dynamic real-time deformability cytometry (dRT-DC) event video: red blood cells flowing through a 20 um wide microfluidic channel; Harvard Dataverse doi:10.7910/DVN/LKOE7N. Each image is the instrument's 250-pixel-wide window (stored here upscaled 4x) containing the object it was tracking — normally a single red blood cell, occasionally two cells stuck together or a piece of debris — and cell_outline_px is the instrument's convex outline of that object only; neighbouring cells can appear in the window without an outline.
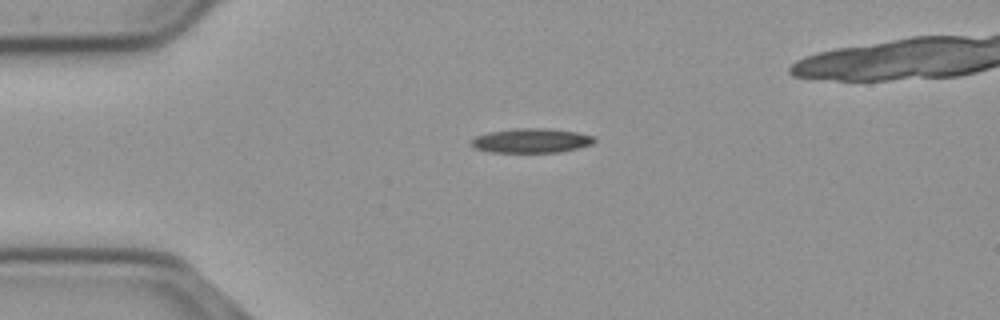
{"species": "common noctule bat (a hibernating species)", "species_latin": "Nyctalus noctula", "temperature_condition": "cold", "stored_images_in_passage": 39, "camera_frame_rate_fps": 3000, "um_per_image_px": 0.085, "animal": {"sex": "male", "body_mass_g": 23.1, "forearm_length_mm": 52.7}, "frame": {"image": 1, "passage_image": 1, "time_ms": 0.0, "image_size_px": [1000, 320], "cell_outline_px": [[596, 140], [592, 144], [560, 152], [488, 152], [476, 148], [472, 144], [472, 140], [476, 136], [488, 132], [516, 128], [548, 128], [576, 132], [596, 136]], "centroid_in_image_um": [45.19, 11.94], "position_along_channel_um": 39.8, "area_um2": 17.46}}
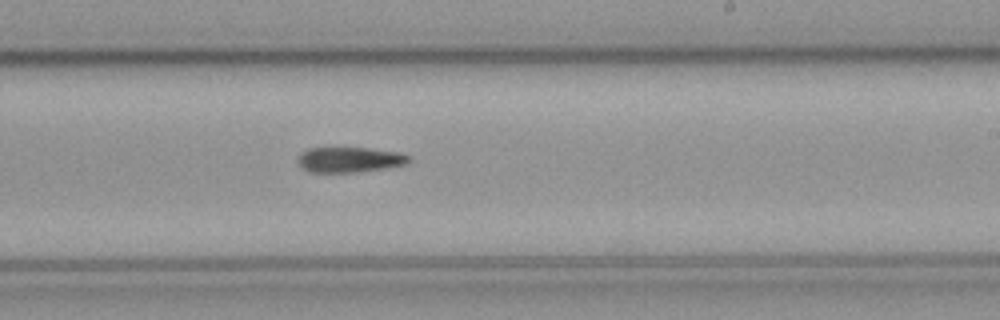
{"frame": {"image": 2, "passage_image": 21, "time_ms": 6.667, "image_size_px": [1000, 320], "cell_outline_px": [[412, 160], [408, 164], [384, 168], [356, 172], [308, 172], [296, 160], [300, 152], [308, 148], [368, 148], [400, 152], [412, 156]], "centroid_in_image_um": [29.75, 13.56], "position_along_channel_um": 259.3, "area_um2": 16.53}}
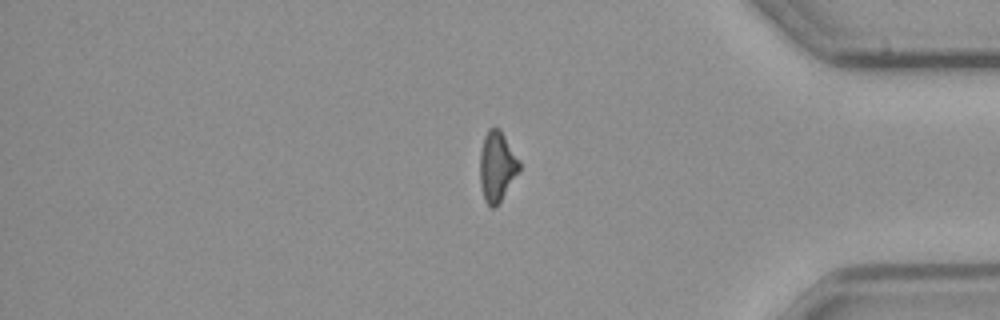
{"frame": {"image": 3, "passage_image": 34, "time_ms": 11.0, "image_size_px": [1000, 320], "cell_outline_px": [[520, 168], [500, 200], [492, 208], [488, 208], [484, 200], [480, 184], [480, 152], [484, 136], [488, 128], [500, 128], [520, 160]], "centroid_in_image_um": [42.22, 14.11], "position_along_channel_um": 393.0, "area_um2": 15.95}}